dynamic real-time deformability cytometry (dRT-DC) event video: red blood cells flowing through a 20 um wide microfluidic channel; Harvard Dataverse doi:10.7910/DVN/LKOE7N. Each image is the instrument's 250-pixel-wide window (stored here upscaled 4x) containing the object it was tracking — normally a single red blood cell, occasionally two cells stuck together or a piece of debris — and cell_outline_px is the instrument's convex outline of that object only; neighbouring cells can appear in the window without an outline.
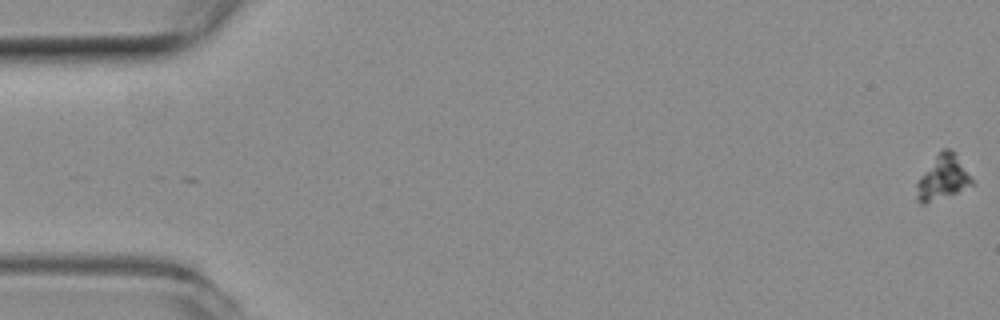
{"species": "common noctule bat (a hibernating species)", "species_latin": "Nyctalus noctula", "temperature_condition": "room temperature", "stored_images_in_passage": 20, "camera_frame_rate_fps": 3000, "um_per_image_px": 0.085, "animal": {"sex": "female", "body_mass_g": 19.3, "forearm_length_mm": 54.1}, "frame": {"image": 1, "passage_image": 1, "time_ms": 0.0, "image_size_px": [1000, 320], "cell_outline_px": [[972, 184], [956, 192], [924, 204], [920, 204], [916, 200], [916, 184], [924, 172], [936, 156], [944, 148], [948, 148], [956, 152], [972, 180]], "centroid_in_image_um": [80.11, 15.1], "position_along_channel_um": 4.9, "area_um2": 13.81}}
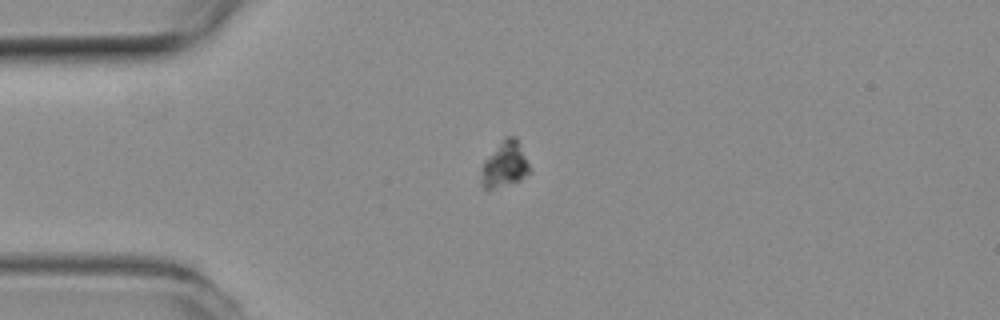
{"frame": {"image": 2, "passage_image": 16, "time_ms": 5.0, "image_size_px": [1000, 320], "cell_outline_px": [[532, 172], [520, 180], [492, 188], [484, 188], [480, 184], [480, 172], [484, 160], [504, 136], [516, 136]], "centroid_in_image_um": [42.88, 13.96], "position_along_channel_um": 42.1, "area_um2": 12.95}}